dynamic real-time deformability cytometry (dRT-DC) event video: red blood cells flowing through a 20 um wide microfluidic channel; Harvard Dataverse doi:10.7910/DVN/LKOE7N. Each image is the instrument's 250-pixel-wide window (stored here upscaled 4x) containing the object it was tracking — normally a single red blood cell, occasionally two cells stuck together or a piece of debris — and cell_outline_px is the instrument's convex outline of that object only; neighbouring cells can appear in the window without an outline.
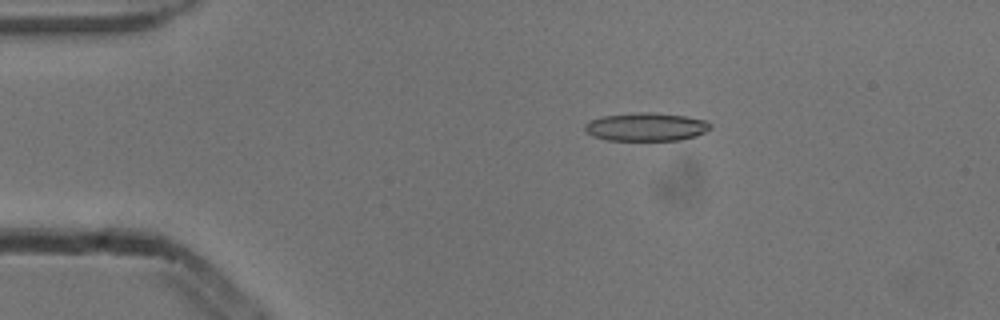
{"species": "common noctule bat (a hibernating species)", "species_latin": "Nyctalus noctula", "temperature_condition": "cold", "stored_images_in_passage": 4, "camera_frame_rate_fps": 3000, "um_per_image_px": 0.085, "animal": {"sex": "male", "body_mass_g": 13.3}, "frame": {"image": 1, "passage_image": 3, "time_ms": 0.667, "image_size_px": [1000, 320], "cell_outline_px": [[712, 128], [696, 136], [680, 140], [608, 140], [592, 136], [584, 128], [584, 124], [588, 120], [604, 116], [636, 112], [648, 112], [684, 116], [704, 120], [712, 124]], "centroid_in_image_um": [54.91, 10.78], "position_along_channel_um": 30.1, "area_um2": 20.63}}